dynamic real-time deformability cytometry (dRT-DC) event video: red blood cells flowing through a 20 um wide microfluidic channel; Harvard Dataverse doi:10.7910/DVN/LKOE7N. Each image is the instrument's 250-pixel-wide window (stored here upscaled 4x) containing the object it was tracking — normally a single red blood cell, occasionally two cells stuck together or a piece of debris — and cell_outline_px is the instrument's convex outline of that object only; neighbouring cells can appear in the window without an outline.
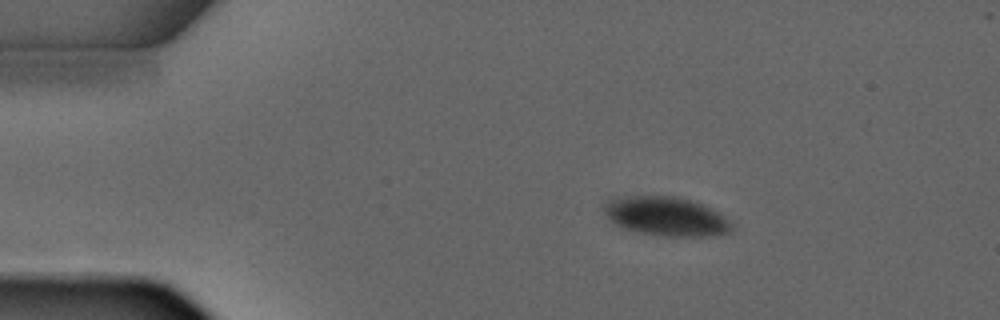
{"species": "common noctule bat (a hibernating species)", "species_latin": "Nyctalus noctula", "temperature_condition": "warm", "stored_images_in_passage": 3, "camera_frame_rate_fps": 3000, "um_per_image_px": 0.085, "animal": {"sex": "male", "forearm_length_mm": 52.5}, "frame": {"image": 1, "passage_image": 2, "time_ms": 1.333, "image_size_px": [1000, 320], "cell_outline_px": [[732, 228], [728, 232], [712, 236], [664, 236], [640, 232], [624, 228], [616, 224], [604, 212], [604, 200], [616, 196], [676, 196], [692, 200], [712, 208], [724, 216], [732, 224]], "centroid_in_image_um": [56.6, 18.37], "position_along_channel_um": 28.4, "area_um2": 29.07}}